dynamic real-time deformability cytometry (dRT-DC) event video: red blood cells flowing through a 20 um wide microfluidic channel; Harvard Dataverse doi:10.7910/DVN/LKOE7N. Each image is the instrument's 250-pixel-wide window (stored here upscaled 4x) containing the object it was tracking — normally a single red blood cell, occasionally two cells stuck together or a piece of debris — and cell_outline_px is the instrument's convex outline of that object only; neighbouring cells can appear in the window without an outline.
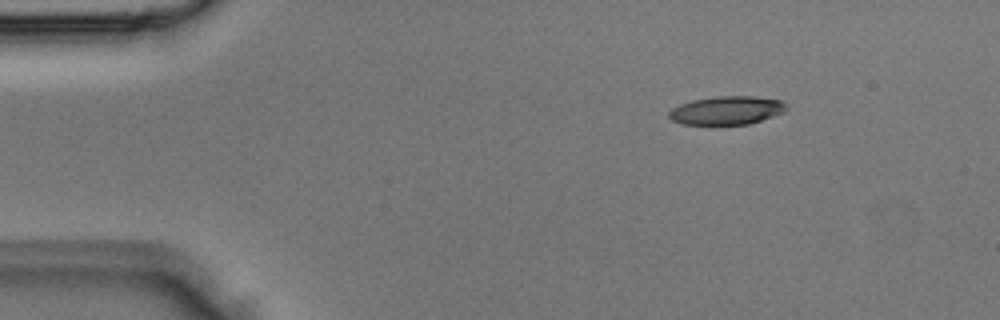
{"species": "Egyptian fruit bat (a non-hibernating species)", "species_latin": "Rousettus aegyptiacus", "temperature_condition": "room temperature", "stored_images_in_passage": 3, "camera_frame_rate_fps": 3000, "um_per_image_px": 0.085, "animal": {"sex": "male"}, "frame": {"image": 1, "passage_image": 3, "time_ms": 0.667, "image_size_px": [1000, 320], "cell_outline_px": [[784, 112], [748, 124], [680, 124], [672, 120], [668, 116], [668, 112], [672, 108], [680, 104], [692, 100], [716, 96], [752, 96], [780, 100], [784, 104]], "centroid_in_image_um": [61.7, 9.38], "position_along_channel_um": 23.3, "area_um2": 19.19}}